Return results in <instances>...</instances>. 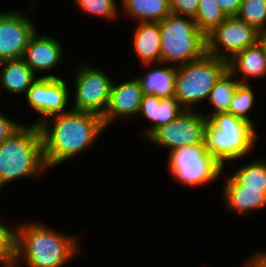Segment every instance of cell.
Returning <instances> with one entry per match:
<instances>
[{"instance_id": "16", "label": "cell", "mask_w": 266, "mask_h": 267, "mask_svg": "<svg viewBox=\"0 0 266 267\" xmlns=\"http://www.w3.org/2000/svg\"><path fill=\"white\" fill-rule=\"evenodd\" d=\"M184 109L175 96L159 98L153 94H144L137 117H144L150 125L144 128L143 137H148L155 129L175 120Z\"/></svg>"}, {"instance_id": "5", "label": "cell", "mask_w": 266, "mask_h": 267, "mask_svg": "<svg viewBox=\"0 0 266 267\" xmlns=\"http://www.w3.org/2000/svg\"><path fill=\"white\" fill-rule=\"evenodd\" d=\"M227 70L226 60L207 53L200 59L176 66L174 96L184 110H197Z\"/></svg>"}, {"instance_id": "27", "label": "cell", "mask_w": 266, "mask_h": 267, "mask_svg": "<svg viewBox=\"0 0 266 267\" xmlns=\"http://www.w3.org/2000/svg\"><path fill=\"white\" fill-rule=\"evenodd\" d=\"M237 17L260 33L266 32V0H242Z\"/></svg>"}, {"instance_id": "14", "label": "cell", "mask_w": 266, "mask_h": 267, "mask_svg": "<svg viewBox=\"0 0 266 267\" xmlns=\"http://www.w3.org/2000/svg\"><path fill=\"white\" fill-rule=\"evenodd\" d=\"M143 95L137 78L122 83L113 81L109 103L102 116L105 127L109 130L110 125L116 123L114 121L137 117Z\"/></svg>"}, {"instance_id": "15", "label": "cell", "mask_w": 266, "mask_h": 267, "mask_svg": "<svg viewBox=\"0 0 266 267\" xmlns=\"http://www.w3.org/2000/svg\"><path fill=\"white\" fill-rule=\"evenodd\" d=\"M226 176L222 187V201L226 211L234 212L239 216H249L254 210L266 208V193L261 189L242 188L226 171L222 169L221 176Z\"/></svg>"}, {"instance_id": "7", "label": "cell", "mask_w": 266, "mask_h": 267, "mask_svg": "<svg viewBox=\"0 0 266 267\" xmlns=\"http://www.w3.org/2000/svg\"><path fill=\"white\" fill-rule=\"evenodd\" d=\"M168 170L187 188L205 187L221 177L222 167L206 151L205 144L180 146L168 153Z\"/></svg>"}, {"instance_id": "29", "label": "cell", "mask_w": 266, "mask_h": 267, "mask_svg": "<svg viewBox=\"0 0 266 267\" xmlns=\"http://www.w3.org/2000/svg\"><path fill=\"white\" fill-rule=\"evenodd\" d=\"M199 0H169L171 13L194 18Z\"/></svg>"}, {"instance_id": "9", "label": "cell", "mask_w": 266, "mask_h": 267, "mask_svg": "<svg viewBox=\"0 0 266 267\" xmlns=\"http://www.w3.org/2000/svg\"><path fill=\"white\" fill-rule=\"evenodd\" d=\"M198 110H184L166 125L155 129L148 137L158 147L169 152L180 146L205 144V126L208 118Z\"/></svg>"}, {"instance_id": "25", "label": "cell", "mask_w": 266, "mask_h": 267, "mask_svg": "<svg viewBox=\"0 0 266 267\" xmlns=\"http://www.w3.org/2000/svg\"><path fill=\"white\" fill-rule=\"evenodd\" d=\"M256 101L255 91L250 83H240L232 97L228 113L255 125L249 115Z\"/></svg>"}, {"instance_id": "11", "label": "cell", "mask_w": 266, "mask_h": 267, "mask_svg": "<svg viewBox=\"0 0 266 267\" xmlns=\"http://www.w3.org/2000/svg\"><path fill=\"white\" fill-rule=\"evenodd\" d=\"M69 88L64 78L37 77L25 96L31 110L40 115L32 124L39 125L52 115L69 111Z\"/></svg>"}, {"instance_id": "30", "label": "cell", "mask_w": 266, "mask_h": 267, "mask_svg": "<svg viewBox=\"0 0 266 267\" xmlns=\"http://www.w3.org/2000/svg\"><path fill=\"white\" fill-rule=\"evenodd\" d=\"M14 119L9 118L0 110V144L13 133H15L24 123L16 122Z\"/></svg>"}, {"instance_id": "13", "label": "cell", "mask_w": 266, "mask_h": 267, "mask_svg": "<svg viewBox=\"0 0 266 267\" xmlns=\"http://www.w3.org/2000/svg\"><path fill=\"white\" fill-rule=\"evenodd\" d=\"M59 40L47 33L40 35V32L37 31L25 48L22 59L38 77L61 78V76L52 74L64 56L62 48L64 46ZM43 72L48 73L45 75Z\"/></svg>"}, {"instance_id": "8", "label": "cell", "mask_w": 266, "mask_h": 267, "mask_svg": "<svg viewBox=\"0 0 266 267\" xmlns=\"http://www.w3.org/2000/svg\"><path fill=\"white\" fill-rule=\"evenodd\" d=\"M74 70L75 92L72 103L73 110L91 112L103 116L107 109L113 79L107 72L83 63Z\"/></svg>"}, {"instance_id": "20", "label": "cell", "mask_w": 266, "mask_h": 267, "mask_svg": "<svg viewBox=\"0 0 266 267\" xmlns=\"http://www.w3.org/2000/svg\"><path fill=\"white\" fill-rule=\"evenodd\" d=\"M142 66L150 69L136 77L140 82L143 94H153L159 98L174 96L176 66L165 63Z\"/></svg>"}, {"instance_id": "22", "label": "cell", "mask_w": 266, "mask_h": 267, "mask_svg": "<svg viewBox=\"0 0 266 267\" xmlns=\"http://www.w3.org/2000/svg\"><path fill=\"white\" fill-rule=\"evenodd\" d=\"M240 84L239 80L227 70L210 91L208 100L213 113L202 112L207 118L218 113H228L233 95Z\"/></svg>"}, {"instance_id": "4", "label": "cell", "mask_w": 266, "mask_h": 267, "mask_svg": "<svg viewBox=\"0 0 266 267\" xmlns=\"http://www.w3.org/2000/svg\"><path fill=\"white\" fill-rule=\"evenodd\" d=\"M253 123L230 113L211 115L205 126L204 143L206 151L224 169L225 163L234 164L236 160L250 154L259 137ZM250 152V153H249Z\"/></svg>"}, {"instance_id": "1", "label": "cell", "mask_w": 266, "mask_h": 267, "mask_svg": "<svg viewBox=\"0 0 266 267\" xmlns=\"http://www.w3.org/2000/svg\"><path fill=\"white\" fill-rule=\"evenodd\" d=\"M38 126L48 170L87 151L107 129L100 115L73 109L52 115Z\"/></svg>"}, {"instance_id": "28", "label": "cell", "mask_w": 266, "mask_h": 267, "mask_svg": "<svg viewBox=\"0 0 266 267\" xmlns=\"http://www.w3.org/2000/svg\"><path fill=\"white\" fill-rule=\"evenodd\" d=\"M16 225L0 221V267H13L16 255Z\"/></svg>"}, {"instance_id": "18", "label": "cell", "mask_w": 266, "mask_h": 267, "mask_svg": "<svg viewBox=\"0 0 266 267\" xmlns=\"http://www.w3.org/2000/svg\"><path fill=\"white\" fill-rule=\"evenodd\" d=\"M132 34V46L140 64L161 63V33L159 23H137Z\"/></svg>"}, {"instance_id": "3", "label": "cell", "mask_w": 266, "mask_h": 267, "mask_svg": "<svg viewBox=\"0 0 266 267\" xmlns=\"http://www.w3.org/2000/svg\"><path fill=\"white\" fill-rule=\"evenodd\" d=\"M47 171L38 125L24 123L0 144V190L21 178L39 179Z\"/></svg>"}, {"instance_id": "23", "label": "cell", "mask_w": 266, "mask_h": 267, "mask_svg": "<svg viewBox=\"0 0 266 267\" xmlns=\"http://www.w3.org/2000/svg\"><path fill=\"white\" fill-rule=\"evenodd\" d=\"M242 188L261 189L266 193V160L255 159L240 165L230 175Z\"/></svg>"}, {"instance_id": "26", "label": "cell", "mask_w": 266, "mask_h": 267, "mask_svg": "<svg viewBox=\"0 0 266 267\" xmlns=\"http://www.w3.org/2000/svg\"><path fill=\"white\" fill-rule=\"evenodd\" d=\"M118 0H75L77 8L81 13H88L90 16H96L107 21H114L122 13L119 9ZM120 13V14H119Z\"/></svg>"}, {"instance_id": "21", "label": "cell", "mask_w": 266, "mask_h": 267, "mask_svg": "<svg viewBox=\"0 0 266 267\" xmlns=\"http://www.w3.org/2000/svg\"><path fill=\"white\" fill-rule=\"evenodd\" d=\"M120 3L123 14L137 23H158L171 13L169 0H121Z\"/></svg>"}, {"instance_id": "24", "label": "cell", "mask_w": 266, "mask_h": 267, "mask_svg": "<svg viewBox=\"0 0 266 267\" xmlns=\"http://www.w3.org/2000/svg\"><path fill=\"white\" fill-rule=\"evenodd\" d=\"M226 18L227 16L216 0H199L198 9L193 19L197 28L207 35Z\"/></svg>"}, {"instance_id": "19", "label": "cell", "mask_w": 266, "mask_h": 267, "mask_svg": "<svg viewBox=\"0 0 266 267\" xmlns=\"http://www.w3.org/2000/svg\"><path fill=\"white\" fill-rule=\"evenodd\" d=\"M36 79L37 75L22 58L1 61L0 91L3 89L15 96L26 95Z\"/></svg>"}, {"instance_id": "34", "label": "cell", "mask_w": 266, "mask_h": 267, "mask_svg": "<svg viewBox=\"0 0 266 267\" xmlns=\"http://www.w3.org/2000/svg\"><path fill=\"white\" fill-rule=\"evenodd\" d=\"M241 267H258V264L251 257H249V259Z\"/></svg>"}, {"instance_id": "12", "label": "cell", "mask_w": 266, "mask_h": 267, "mask_svg": "<svg viewBox=\"0 0 266 267\" xmlns=\"http://www.w3.org/2000/svg\"><path fill=\"white\" fill-rule=\"evenodd\" d=\"M34 21L18 9L0 11V61L23 57L25 48L38 31Z\"/></svg>"}, {"instance_id": "10", "label": "cell", "mask_w": 266, "mask_h": 267, "mask_svg": "<svg viewBox=\"0 0 266 267\" xmlns=\"http://www.w3.org/2000/svg\"><path fill=\"white\" fill-rule=\"evenodd\" d=\"M260 32L237 16L227 17L206 35L207 54L226 61L258 42Z\"/></svg>"}, {"instance_id": "33", "label": "cell", "mask_w": 266, "mask_h": 267, "mask_svg": "<svg viewBox=\"0 0 266 267\" xmlns=\"http://www.w3.org/2000/svg\"><path fill=\"white\" fill-rule=\"evenodd\" d=\"M263 50L265 59H266V32H261L258 37V42H257Z\"/></svg>"}, {"instance_id": "31", "label": "cell", "mask_w": 266, "mask_h": 267, "mask_svg": "<svg viewBox=\"0 0 266 267\" xmlns=\"http://www.w3.org/2000/svg\"><path fill=\"white\" fill-rule=\"evenodd\" d=\"M227 17L237 16L242 0H216Z\"/></svg>"}, {"instance_id": "6", "label": "cell", "mask_w": 266, "mask_h": 267, "mask_svg": "<svg viewBox=\"0 0 266 267\" xmlns=\"http://www.w3.org/2000/svg\"><path fill=\"white\" fill-rule=\"evenodd\" d=\"M161 33V63L179 66L207 53L206 35L193 18L170 13L158 22Z\"/></svg>"}, {"instance_id": "32", "label": "cell", "mask_w": 266, "mask_h": 267, "mask_svg": "<svg viewBox=\"0 0 266 267\" xmlns=\"http://www.w3.org/2000/svg\"><path fill=\"white\" fill-rule=\"evenodd\" d=\"M251 258L258 264V267H266V251H256Z\"/></svg>"}, {"instance_id": "17", "label": "cell", "mask_w": 266, "mask_h": 267, "mask_svg": "<svg viewBox=\"0 0 266 267\" xmlns=\"http://www.w3.org/2000/svg\"><path fill=\"white\" fill-rule=\"evenodd\" d=\"M227 62L228 70L240 83H250L249 80L252 78L266 77V59L258 43L241 50Z\"/></svg>"}, {"instance_id": "2", "label": "cell", "mask_w": 266, "mask_h": 267, "mask_svg": "<svg viewBox=\"0 0 266 267\" xmlns=\"http://www.w3.org/2000/svg\"><path fill=\"white\" fill-rule=\"evenodd\" d=\"M16 255L13 267H64L81 251L79 235L65 234L46 223L16 224Z\"/></svg>"}]
</instances>
